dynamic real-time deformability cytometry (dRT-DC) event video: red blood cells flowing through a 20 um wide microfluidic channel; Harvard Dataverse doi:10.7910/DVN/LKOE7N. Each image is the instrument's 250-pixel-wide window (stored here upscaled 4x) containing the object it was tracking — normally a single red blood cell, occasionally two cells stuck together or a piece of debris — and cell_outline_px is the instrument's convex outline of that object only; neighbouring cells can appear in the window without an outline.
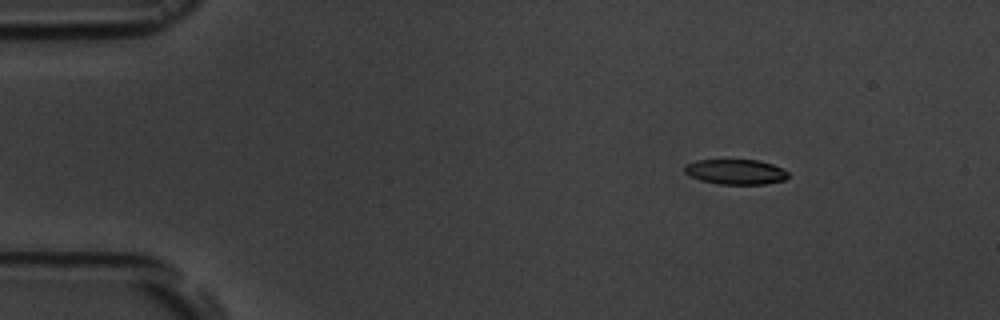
{"species": "common noctule bat (a hibernating species)", "species_latin": "Nyctalus noctula", "temperature_condition": "room temperature", "stored_images_in_passage": 3, "camera_frame_rate_fps": 3000, "um_per_image_px": 0.085, "animal": {"sex": "male", "body_mass_g": 19.5, "forearm_length_mm": 54.6}, "frame": {"image": 1, "passage_image": 1, "time_ms": 0.0, "image_size_px": [1000, 320], "cell_outline_px": [[788, 176], [784, 180], [764, 184], [720, 184], [700, 180], [684, 172], [684, 164], [696, 160], [756, 160], [772, 164], [788, 172]], "centroid_in_image_um": [62.5, 14.6], "position_along_channel_um": 22.5, "area_um2": 15.03}}